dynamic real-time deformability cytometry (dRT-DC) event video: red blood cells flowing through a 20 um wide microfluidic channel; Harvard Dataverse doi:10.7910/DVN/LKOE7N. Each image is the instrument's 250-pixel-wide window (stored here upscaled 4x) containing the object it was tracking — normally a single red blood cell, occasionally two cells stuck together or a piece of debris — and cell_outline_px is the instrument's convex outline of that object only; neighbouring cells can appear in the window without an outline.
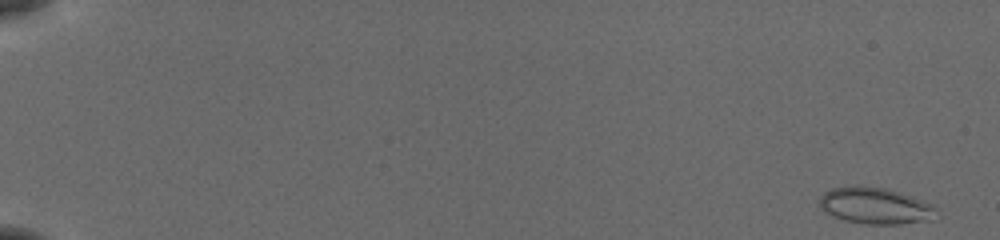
{"species": "common noctule bat (a hibernating species)", "species_latin": "Nyctalus noctula", "temperature_condition": "cold", "stored_images_in_passage": 54, "camera_frame_rate_fps": 3000, "um_per_image_px": 0.085, "animal": {"sex": "female", "body_mass_g": 19.5, "forearm_length_mm": 54.1}, "frame": {"image": 1, "passage_image": 1, "time_ms": 0.0, "image_size_px": [1000, 240], "cell_outline_px": [[932, 220], [900, 224], [868, 224], [844, 220], [832, 216], [824, 212], [820, 208], [820, 196], [824, 192], [832, 188], [852, 184], [856, 184], [884, 188], [900, 192], [928, 204], [932, 208]], "centroid_in_image_um": [74.26, 17.47], "position_along_channel_um": 10.7, "area_um2": 24.57}}
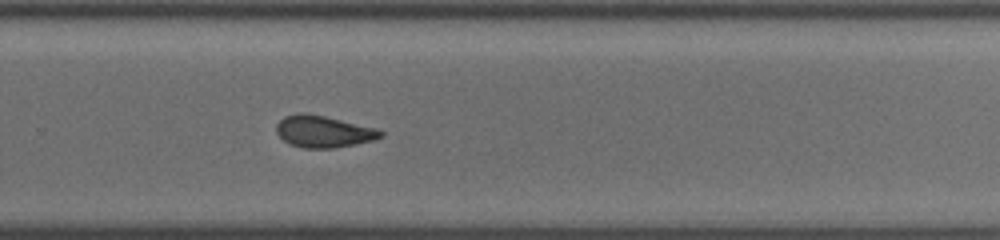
{"frame": {"image": 2, "passage_image": 38, "time_ms": 12.333, "image_size_px": [1000, 240], "cell_outline_px": [[384, 136], [372, 140], [356, 144], [332, 148], [300, 148], [288, 144], [276, 132], [276, 124], [284, 116], [296, 112], [304, 112], [324, 116], [376, 128], [384, 132]], "centroid_in_image_um": [27.46, 11.18], "position_along_channel_um": 302.3, "area_um2": 19.42}}
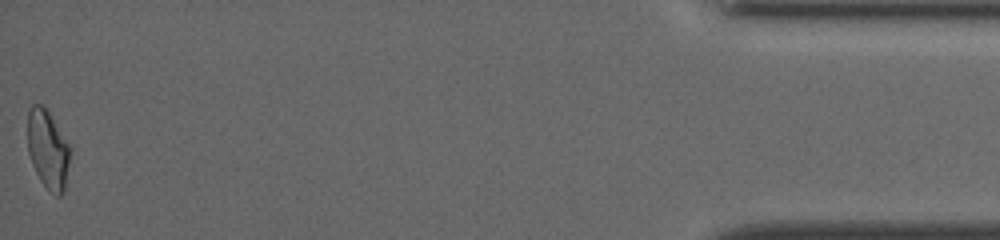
{"frame": {"image": 3, "passage_image": 54, "time_ms": 17.667, "image_size_px": [1000, 240], "cell_outline_px": [[68, 164], [64, 192], [60, 196], [56, 196], [48, 192], [40, 180], [32, 164], [28, 152], [28, 108], [32, 104], [44, 104], [68, 144]], "centroid_in_image_um": [4.03, 12.71], "position_along_channel_um": 431.2, "area_um2": 19.31}, "authors_computed_cell_mechanics": {"area_um2": 20.2011, "velocity_mm_per_s": 3.8877, "shape_relaxation_time_tau1_ms": null, "shape_relaxation_time_tau2_ms": 2.2697, "deformation_change_tau1": null, "deformation_change_tau2": 0.0825}}